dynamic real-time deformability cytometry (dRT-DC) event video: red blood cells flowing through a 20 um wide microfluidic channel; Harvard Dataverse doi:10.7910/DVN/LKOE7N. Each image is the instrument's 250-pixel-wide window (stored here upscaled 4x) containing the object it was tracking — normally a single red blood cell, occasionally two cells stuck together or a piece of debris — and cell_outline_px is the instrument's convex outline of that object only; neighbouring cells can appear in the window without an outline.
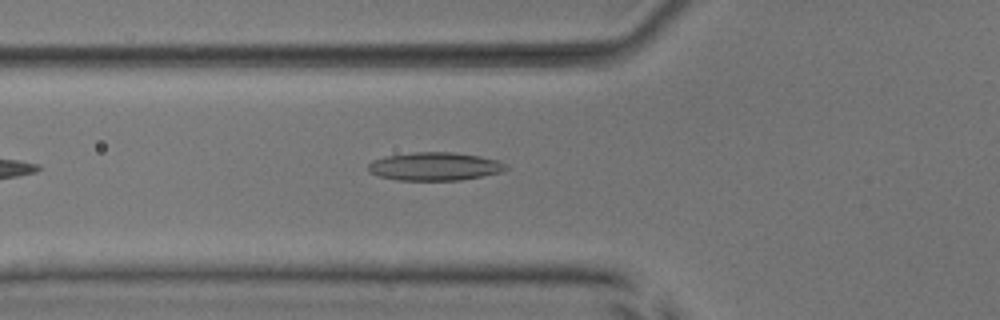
{"species": "common noctule bat (a hibernating species)", "species_latin": "Nyctalus noctula", "temperature_condition": "room temperature", "stored_images_in_passage": 16, "camera_frame_rate_fps": 3000, "um_per_image_px": 0.085, "animal": {"sex": "male", "body_mass_g": 17.9, "forearm_length_mm": 54.2}, "frame": {"image": 1, "passage_image": 7, "time_ms": 2.0, "image_size_px": [1000, 320], "cell_outline_px": [[508, 168], [500, 172], [460, 180], [396, 180], [380, 176], [368, 172], [368, 164], [372, 160], [384, 156], [412, 152], [452, 152], [480, 156], [500, 160], [508, 164]], "centroid_in_image_um": [36.94, 14.13], "position_along_channel_um": 88.9, "area_um2": 22.77}}
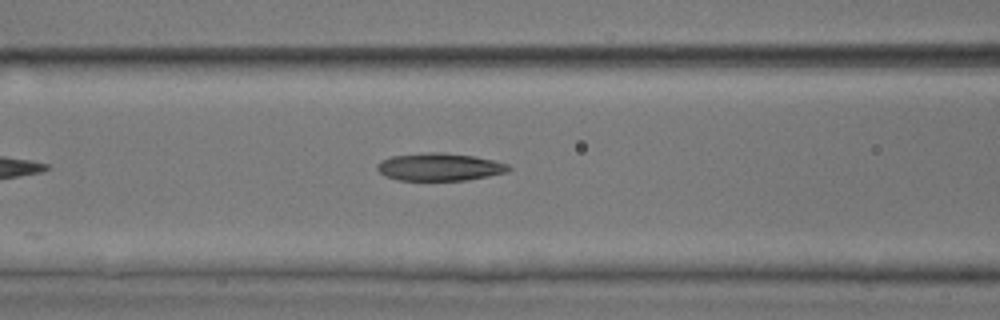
{"frame": {"image": 2, "passage_image": 10, "time_ms": 3.0, "image_size_px": [1000, 320], "cell_outline_px": [[512, 168], [508, 172], [468, 180], [400, 180], [384, 176], [376, 168], [376, 164], [392, 156], [428, 152], [440, 152], [476, 156], [508, 164]], "centroid_in_image_um": [37.38, 14.19], "position_along_channel_um": 129.2, "area_um2": 21.15}}